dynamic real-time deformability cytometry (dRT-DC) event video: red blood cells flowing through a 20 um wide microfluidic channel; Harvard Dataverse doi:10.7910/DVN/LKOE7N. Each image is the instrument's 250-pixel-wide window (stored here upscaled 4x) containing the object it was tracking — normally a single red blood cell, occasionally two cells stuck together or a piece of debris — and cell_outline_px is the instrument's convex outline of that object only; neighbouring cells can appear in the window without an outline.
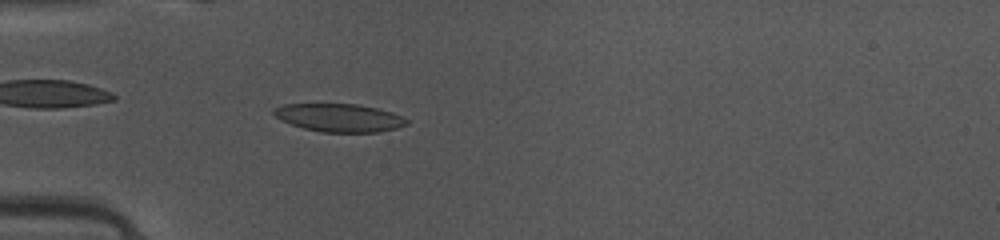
{"species": "common noctule bat (a hibernating species)", "species_latin": "Nyctalus noctula", "temperature_condition": "warm", "stored_images_in_passage": 23, "camera_frame_rate_fps": 3000, "um_per_image_px": 0.085, "animal": {"sex": "female", "body_mass_g": 10.0, "forearm_length_mm": 53.1}, "frame": {"image": 1, "passage_image": 1, "time_ms": 0.0, "image_size_px": [1000, 240], "cell_outline_px": [[408, 124], [396, 128], [380, 132], [320, 132], [304, 128], [292, 124], [276, 116], [272, 112], [272, 108], [284, 104], [360, 104], [392, 112], [408, 120]], "centroid_in_image_um": [28.85, 10.0], "position_along_channel_um": 56.2, "area_um2": 21.62}}